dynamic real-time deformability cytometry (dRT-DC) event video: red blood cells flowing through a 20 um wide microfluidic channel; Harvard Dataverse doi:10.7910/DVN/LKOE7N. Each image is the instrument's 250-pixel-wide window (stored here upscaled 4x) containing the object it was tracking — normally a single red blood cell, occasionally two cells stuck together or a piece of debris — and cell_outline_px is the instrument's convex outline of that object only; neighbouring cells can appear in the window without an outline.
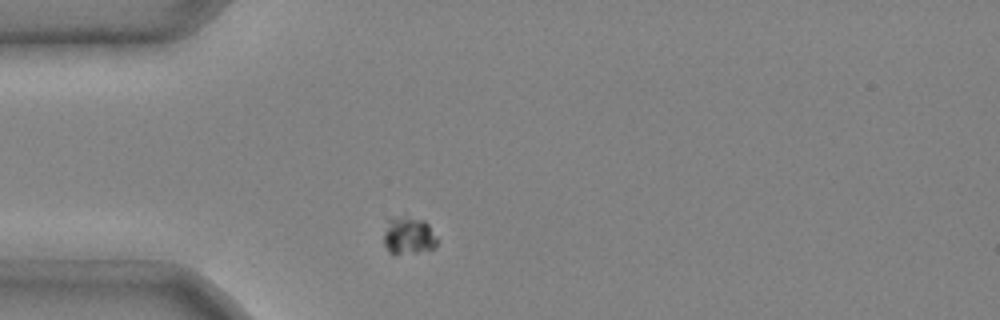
{"species": "common noctule bat (a hibernating species)", "species_latin": "Nyctalus noctula", "temperature_condition": "cold", "stored_images_in_passage": 2, "camera_frame_rate_fps": 3000, "um_per_image_px": 0.085, "animal": {"sex": "male", "body_mass_g": 20.4}, "frame": {"image": 1, "passage_image": 1, "time_ms": 0.0, "image_size_px": [1000, 320], "cell_outline_px": [[440, 240], [436, 248], [416, 252], [392, 256], [388, 252], [384, 244], [384, 232], [388, 220], [404, 216], [424, 220], [428, 224]], "centroid_in_image_um": [34.75, 20.07], "position_along_channel_um": 50.2, "area_um2": 11.96}}